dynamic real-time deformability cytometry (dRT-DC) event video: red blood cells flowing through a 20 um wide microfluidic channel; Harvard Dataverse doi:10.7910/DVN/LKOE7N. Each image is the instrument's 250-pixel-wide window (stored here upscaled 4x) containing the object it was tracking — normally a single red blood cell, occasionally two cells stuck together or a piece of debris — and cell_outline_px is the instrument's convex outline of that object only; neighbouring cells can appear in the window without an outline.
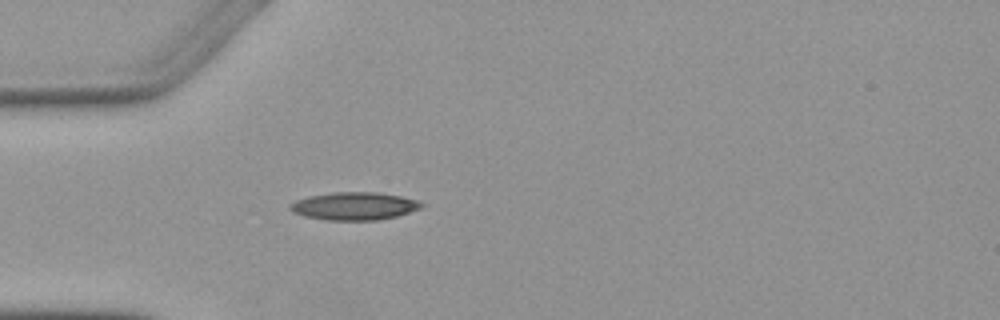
{"species": "Egyptian fruit bat (a non-hibernating species)", "species_latin": "Rousettus aegyptiacus", "temperature_condition": "warm", "stored_images_in_passage": 1, "camera_frame_rate_fps": 3000, "um_per_image_px": 0.085, "animal": {"sex": "female"}, "frame": {"image": 1, "passage_image": 1, "time_ms": 0.0, "image_size_px": [1000, 320], "cell_outline_px": [[424, 204], [420, 208], [396, 216], [380, 220], [328, 220], [304, 216], [292, 212], [288, 208], [288, 204], [296, 200], [308, 196], [332, 192], [380, 192], [400, 196], [416, 200]], "centroid_in_image_um": [30.06, 17.51], "position_along_channel_um": 54.9, "area_um2": 21.33}}